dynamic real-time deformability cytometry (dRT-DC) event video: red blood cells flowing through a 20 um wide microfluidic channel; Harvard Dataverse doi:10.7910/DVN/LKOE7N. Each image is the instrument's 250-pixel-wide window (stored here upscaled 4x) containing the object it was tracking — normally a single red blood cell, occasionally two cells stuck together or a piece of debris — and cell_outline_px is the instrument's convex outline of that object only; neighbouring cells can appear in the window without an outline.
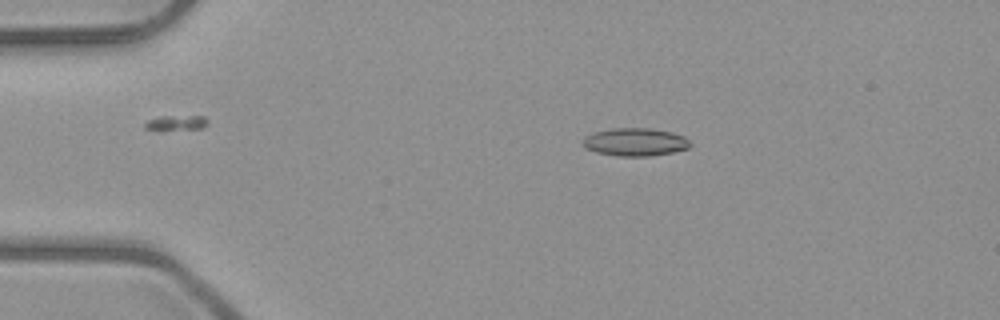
{"species": "common noctule bat (a hibernating species)", "species_latin": "Nyctalus noctula", "temperature_condition": "room temperature", "stored_images_in_passage": 5, "camera_frame_rate_fps": 3000, "um_per_image_px": 0.085, "animal": {"sex": "male", "body_mass_g": 23.1, "forearm_length_mm": 52.7}, "frame": {"image": 1, "passage_image": 3, "time_ms": 2.333, "image_size_px": [1000, 320], "cell_outline_px": [[692, 144], [688, 148], [672, 152], [652, 156], [620, 156], [596, 152], [588, 148], [584, 144], [584, 136], [592, 132], [612, 128], [652, 128], [672, 132], [684, 136]], "centroid_in_image_um": [54.01, 12.06], "position_along_channel_um": 31.0, "area_um2": 17.46}}
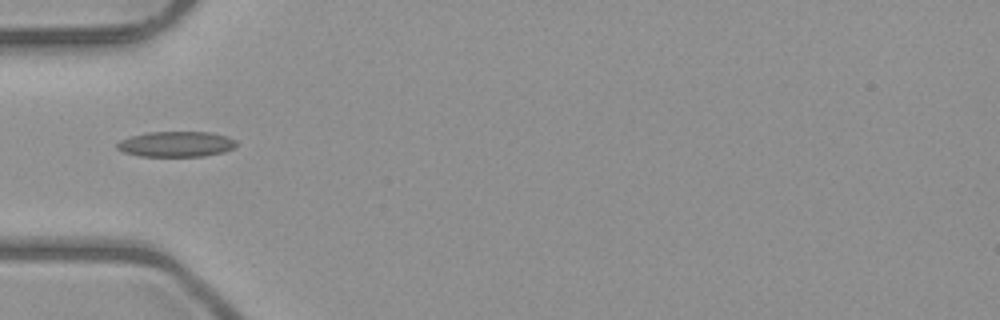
{"frame": {"image": 2, "passage_image": 5, "time_ms": 4.667, "image_size_px": [1000, 320], "cell_outline_px": [[236, 144], [232, 148], [224, 152], [204, 156], [140, 156], [124, 152], [116, 148], [116, 144], [120, 140], [132, 136], [148, 132], [212, 132], [228, 136], [236, 140]], "centroid_in_image_um": [14.98, 12.24], "position_along_channel_um": 70.0, "area_um2": 17.69}}